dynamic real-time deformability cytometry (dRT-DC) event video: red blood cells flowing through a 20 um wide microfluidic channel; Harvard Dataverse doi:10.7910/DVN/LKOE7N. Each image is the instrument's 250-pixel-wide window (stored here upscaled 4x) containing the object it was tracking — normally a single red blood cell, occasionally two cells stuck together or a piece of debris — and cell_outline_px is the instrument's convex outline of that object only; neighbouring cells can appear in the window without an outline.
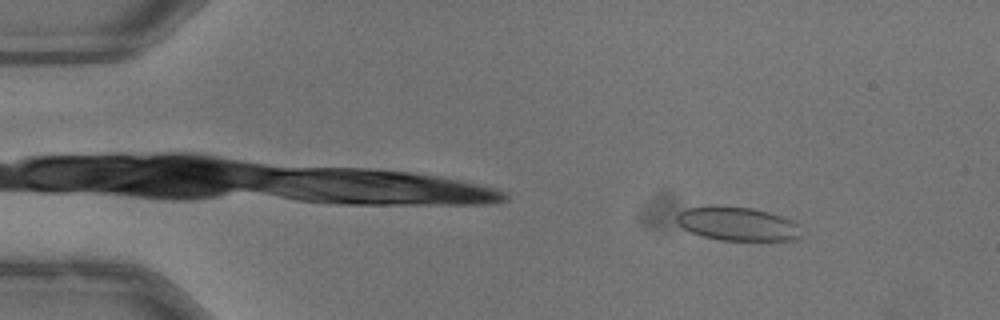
{"species": "common noctule bat (a hibernating species)", "species_latin": "Nyctalus noctula", "temperature_condition": "warm", "stored_images_in_passage": 52, "camera_frame_rate_fps": 3000, "um_per_image_px": 0.085, "animal": {"sex": "male", "body_mass_g": 13.3}, "frame": {"image": 1, "passage_image": 6, "time_ms": 1.667, "image_size_px": [1000, 320], "cell_outline_px": [[804, 236], [800, 240], [720, 240], [704, 236], [692, 232], [684, 228], [676, 220], [676, 216], [684, 208], [752, 208], [768, 212], [792, 220], [796, 224]], "centroid_in_image_um": [62.77, 19.07], "position_along_channel_um": 22.2, "area_um2": 23.76}}
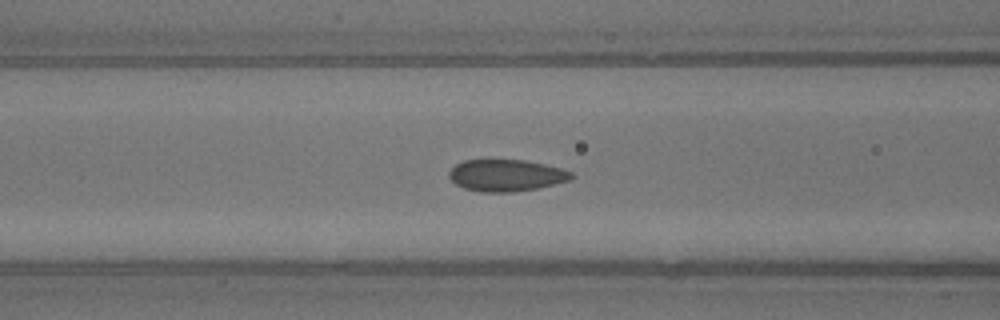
{"frame": {"image": 2, "passage_image": 21, "time_ms": 6.667, "image_size_px": [1000, 320], "cell_outline_px": [[576, 176], [572, 180], [536, 188], [512, 192], [480, 192], [464, 188], [456, 184], [448, 176], [448, 172], [456, 164], [464, 160], [488, 156], [524, 160], [544, 164], [560, 168], [572, 172]], "centroid_in_image_um": [42.99, 14.85], "position_along_channel_um": 123.6, "area_um2": 23.52}}
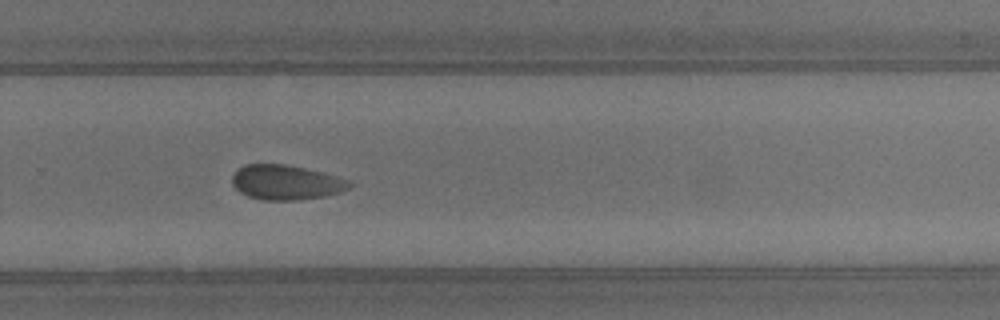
{"frame": {"image": 3, "passage_image": 35, "time_ms": 11.333, "image_size_px": [1000, 320], "cell_outline_px": [[352, 184], [348, 188], [340, 192], [324, 196], [296, 200], [260, 200], [248, 196], [240, 192], [232, 184], [232, 176], [244, 164], [284, 164], [324, 172], [352, 180]], "centroid_in_image_um": [24.33, 15.5], "position_along_channel_um": 305.5, "area_um2": 23.81}, "authors_computed_cell_mechanics": {"area_um2": 23.7558, "velocity_mm_per_s": 3.9091, "shape_relaxation_time_tau1_ms": 2.0614, "shape_relaxation_time_tau2_ms": 1.0314, "deformation_change_tau1": 0.0713, "deformation_change_tau2": 0.0488}}